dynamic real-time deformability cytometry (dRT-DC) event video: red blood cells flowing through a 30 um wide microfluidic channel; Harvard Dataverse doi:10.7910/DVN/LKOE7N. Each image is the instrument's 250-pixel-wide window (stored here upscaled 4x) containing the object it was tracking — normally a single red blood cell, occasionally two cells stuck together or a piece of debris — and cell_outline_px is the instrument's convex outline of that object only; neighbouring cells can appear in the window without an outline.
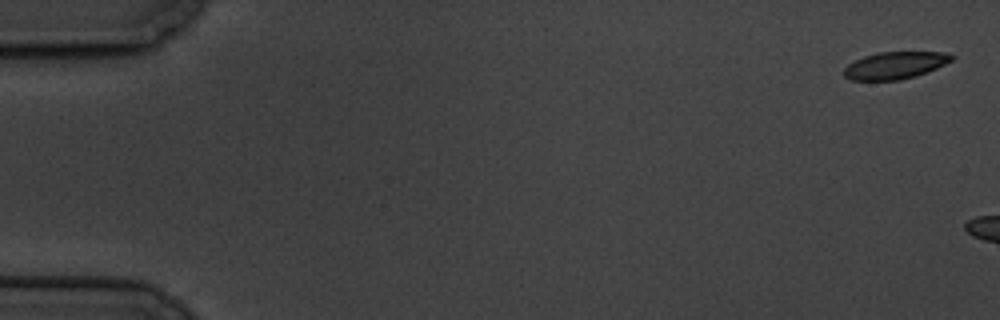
{"species": "common noctule bat (a hibernating species)", "species_latin": "Nyctalus noctula", "temperature_condition": "cold", "stored_images_in_passage": 3, "camera_frame_rate_fps": 3000, "um_per_image_px": 0.085, "animal": {"sex": "male", "body_mass_g": 19.5, "forearm_length_mm": 54.6}, "frame": {"image": 1, "passage_image": 1, "time_ms": 0.0, "image_size_px": [1000, 320], "cell_outline_px": [[956, 56], [952, 60], [936, 68], [916, 76], [900, 80], [852, 80], [844, 76], [844, 68], [848, 64], [864, 56], [880, 52], [944, 52]], "centroid_in_image_um": [76.08, 5.55], "position_along_channel_um": 8.9, "area_um2": 16.94}}